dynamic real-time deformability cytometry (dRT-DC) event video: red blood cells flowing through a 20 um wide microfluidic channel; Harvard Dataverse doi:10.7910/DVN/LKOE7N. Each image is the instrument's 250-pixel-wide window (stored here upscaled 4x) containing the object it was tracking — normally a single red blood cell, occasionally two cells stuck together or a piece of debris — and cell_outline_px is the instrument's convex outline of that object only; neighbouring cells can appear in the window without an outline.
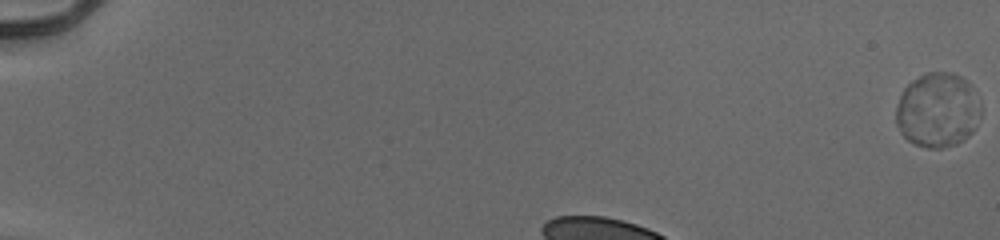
{"species": "human", "species_latin": "Homo sapiens", "temperature_condition": "cold", "stored_images_in_passage": 36, "camera_frame_rate_fps": 3000, "um_per_image_px": 0.085, "donor": {"sex": "male"}, "frame": {"image": 1, "passage_image": 1, "time_ms": 0.0, "image_size_px": [1000, 240], "cell_outline_px": [[980, 116], [976, 128], [964, 140], [956, 144], [940, 148], [928, 148], [916, 144], [908, 140], [904, 136], [896, 124], [896, 108], [900, 96], [904, 88], [912, 80], [928, 72], [952, 72], [968, 80], [972, 84], [980, 100]], "centroid_in_image_um": [79.73, 9.34], "position_along_channel_um": 5.3, "area_um2": 37.22}}
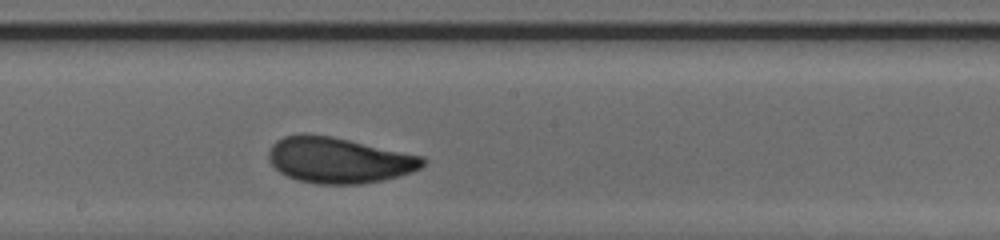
{"frame": {"image": 2, "passage_image": 22, "time_ms": 7.0, "image_size_px": [1000, 240], "cell_outline_px": [[424, 164], [420, 168], [412, 172], [384, 180], [360, 184], [320, 184], [296, 180], [280, 172], [268, 160], [268, 152], [272, 144], [276, 140], [284, 136], [308, 132], [332, 136], [424, 156]], "centroid_in_image_um": [28.78, 13.6], "position_along_channel_um": 219.4, "area_um2": 41.38}}
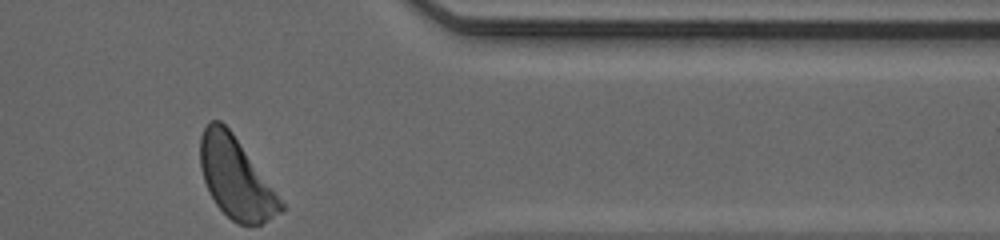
{"frame": {"image": 3, "passage_image": 36, "time_ms": 11.667, "image_size_px": [1000, 240], "cell_outline_px": [[284, 208], [280, 212], [268, 220], [260, 224], [236, 224], [216, 204], [204, 180], [200, 168], [200, 136], [204, 128], [212, 120], [220, 120], [232, 132], [284, 204]], "centroid_in_image_um": [20.02, 15.12], "position_along_channel_um": 391.4, "area_um2": 37.11}, "authors_computed_cell_mechanics": {"area_um2": 39.7375, "velocity_mm_per_s": 3.8923, "shape_relaxation_time_tau1_ms": 3.0379, "shape_relaxation_time_tau2_ms": 0.8103, "deformation_change_tau1": 0.1487, "deformation_change_tau2": 0.062}}